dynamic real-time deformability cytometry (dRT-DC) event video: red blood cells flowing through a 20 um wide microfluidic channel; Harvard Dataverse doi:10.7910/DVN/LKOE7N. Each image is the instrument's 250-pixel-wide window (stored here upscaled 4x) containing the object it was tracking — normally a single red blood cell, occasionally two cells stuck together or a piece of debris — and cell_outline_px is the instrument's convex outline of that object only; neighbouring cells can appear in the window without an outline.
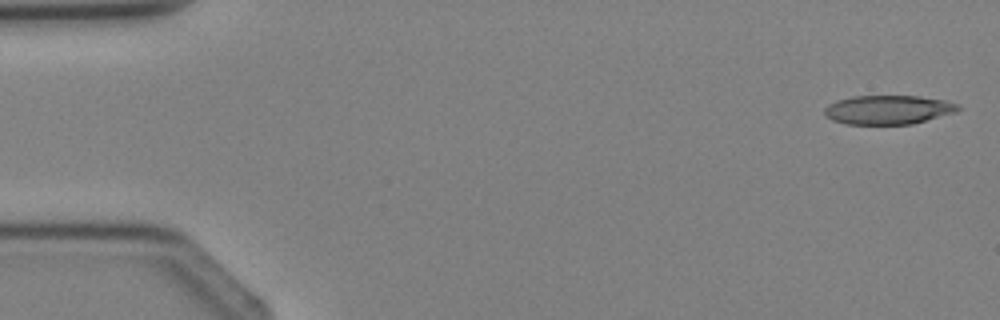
{"species": "Egyptian fruit bat (a non-hibernating species)", "species_latin": "Rousettus aegyptiacus", "temperature_condition": "cold", "stored_images_in_passage": 4, "camera_frame_rate_fps": 3000, "um_per_image_px": 0.085, "animal": {"sex": "female"}, "frame": {"image": 1, "passage_image": 1, "time_ms": 0.0, "image_size_px": [1000, 320], "cell_outline_px": [[964, 108], [956, 112], [912, 124], [844, 124], [832, 120], [824, 116], [824, 108], [828, 104], [836, 100], [852, 96], [920, 96], [944, 100], [960, 104]], "centroid_in_image_um": [75.5, 9.32], "position_along_channel_um": 9.5, "area_um2": 22.89}}